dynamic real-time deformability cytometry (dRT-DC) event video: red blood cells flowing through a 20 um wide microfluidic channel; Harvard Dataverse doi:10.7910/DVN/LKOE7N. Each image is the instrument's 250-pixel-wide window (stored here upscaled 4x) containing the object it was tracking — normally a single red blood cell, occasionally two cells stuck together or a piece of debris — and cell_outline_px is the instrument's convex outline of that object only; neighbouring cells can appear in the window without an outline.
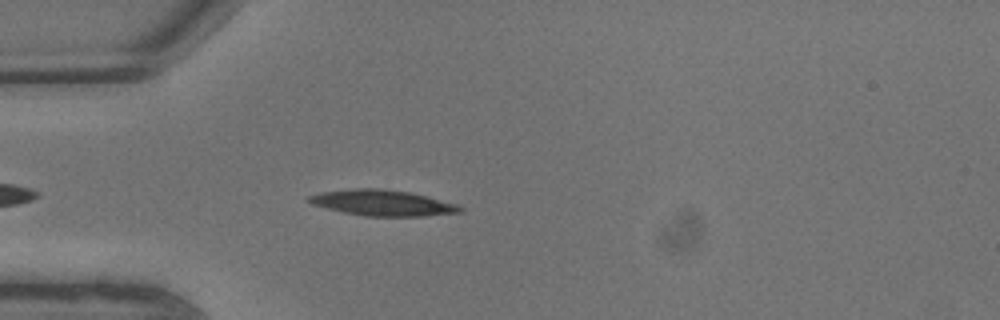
{"species": "common noctule bat (a hibernating species)", "species_latin": "Nyctalus noctula", "temperature_condition": "warm", "stored_images_in_passage": 6, "camera_frame_rate_fps": 3000, "um_per_image_px": 0.085, "animal": {"sex": "male", "body_mass_g": 13.3}, "frame": {"image": 1, "passage_image": 2, "time_ms": 0.333, "image_size_px": [1000, 320], "cell_outline_px": [[464, 212], [424, 216], [364, 216], [344, 212], [312, 204], [308, 200], [308, 196], [320, 192], [352, 188], [380, 188], [412, 192], [428, 196], [456, 204], [464, 208]], "centroid_in_image_um": [32.55, 17.23], "position_along_channel_um": 52.4, "area_um2": 22.83}}
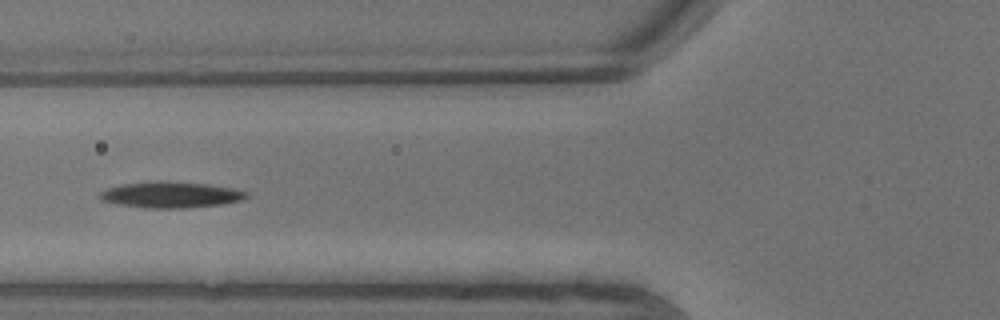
{"frame": {"image": 2, "passage_image": 4, "time_ms": 1.0, "image_size_px": [1000, 320], "cell_outline_px": [[248, 196], [244, 200], [220, 204], [184, 208], [144, 208], [120, 204], [104, 200], [100, 196], [100, 192], [108, 188], [124, 184], [160, 180], [204, 184], [232, 188], [248, 192]], "centroid_in_image_um": [14.56, 16.55], "position_along_channel_um": 111.2, "area_um2": 21.96}}
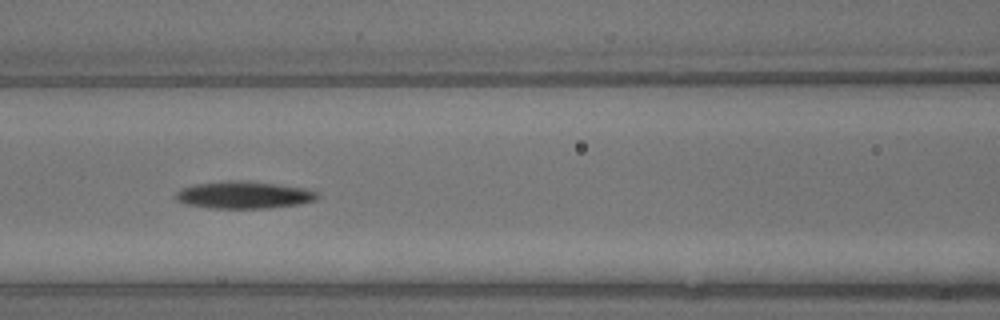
{"frame": {"image": 3, "passage_image": 5, "time_ms": 1.333, "image_size_px": [1000, 320], "cell_outline_px": [[320, 196], [316, 200], [300, 204], [268, 208], [212, 208], [184, 204], [176, 200], [176, 192], [180, 188], [196, 184], [224, 180], [240, 180], [308, 188], [316, 192]], "centroid_in_image_um": [20.72, 16.57], "position_along_channel_um": 145.9, "area_um2": 22.6}}